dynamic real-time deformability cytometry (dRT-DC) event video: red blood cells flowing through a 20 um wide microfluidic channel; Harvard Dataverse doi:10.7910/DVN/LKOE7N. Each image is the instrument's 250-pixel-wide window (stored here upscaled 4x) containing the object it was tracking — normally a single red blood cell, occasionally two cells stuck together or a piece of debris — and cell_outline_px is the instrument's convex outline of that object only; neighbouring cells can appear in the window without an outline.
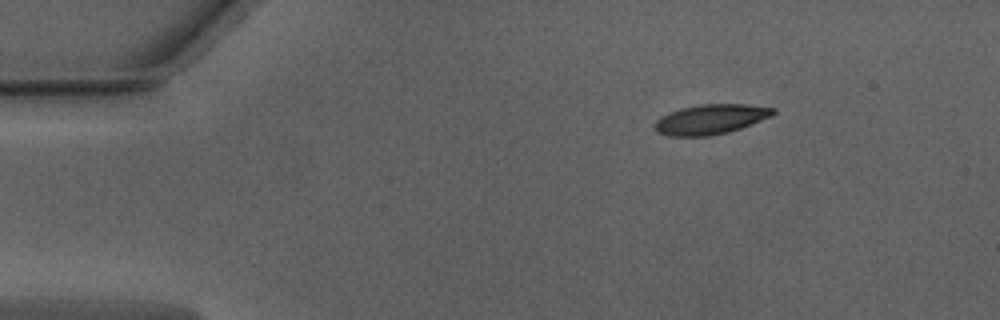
{"species": "Egyptian fruit bat (a non-hibernating species)", "species_latin": "Rousettus aegyptiacus", "temperature_condition": "warm", "stored_images_in_passage": 34, "camera_frame_rate_fps": 3000, "um_per_image_px": 0.085, "animal": {"sex": "male"}, "frame": {"image": 1, "passage_image": 1, "time_ms": 0.0, "image_size_px": [1000, 320], "cell_outline_px": [[776, 112], [772, 116], [740, 128], [728, 132], [708, 136], [668, 136], [656, 132], [652, 124], [660, 116], [668, 112], [680, 108], [700, 104], [744, 104], [776, 108]], "centroid_in_image_um": [60.35, 10.14], "position_along_channel_um": 24.6, "area_um2": 20.81}}
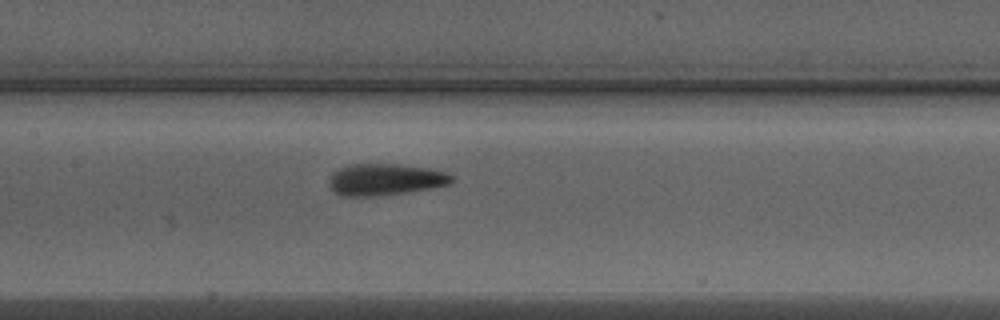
{"frame": {"image": 2, "passage_image": 18, "time_ms": 5.667, "image_size_px": [1000, 320], "cell_outline_px": [[456, 180], [448, 184], [432, 188], [408, 192], [376, 196], [340, 196], [328, 184], [328, 176], [332, 172], [340, 168], [352, 164], [400, 164], [428, 168], [448, 172]], "centroid_in_image_um": [32.75, 15.25], "position_along_channel_um": 174.7, "area_um2": 22.83}}
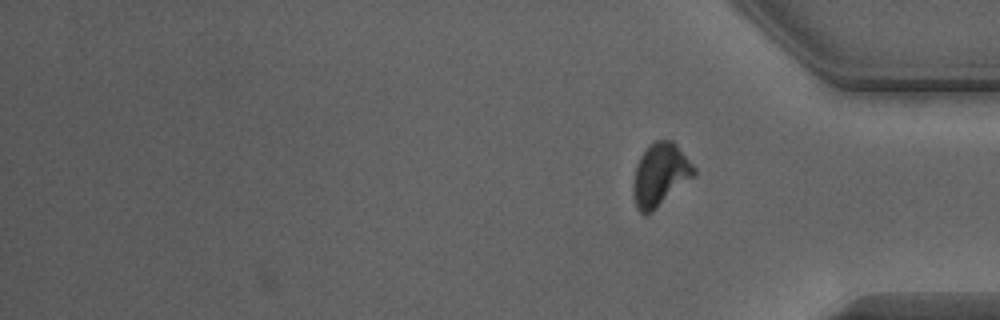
{"frame": {"image": 3, "passage_image": 34, "time_ms": 11.0, "image_size_px": [1000, 320], "cell_outline_px": [[696, 172], [692, 176], [648, 216], [644, 216], [636, 208], [632, 192], [632, 180], [640, 156], [644, 148], [648, 144], [656, 140], [672, 140], [676, 144], [696, 168]], "centroid_in_image_um": [56.06, 14.85], "position_along_channel_um": 379.1, "area_um2": 22.25}, "authors_computed_cell_mechanics": {"area_um2": 22.3397, "velocity_mm_per_s": 3.9776, "shape_relaxation_time_tau1_ms": 5.088, "shape_relaxation_time_tau2_ms": 1.4897, "deformation_change_tau1": 0.179, "deformation_change_tau2": 0.0661}}